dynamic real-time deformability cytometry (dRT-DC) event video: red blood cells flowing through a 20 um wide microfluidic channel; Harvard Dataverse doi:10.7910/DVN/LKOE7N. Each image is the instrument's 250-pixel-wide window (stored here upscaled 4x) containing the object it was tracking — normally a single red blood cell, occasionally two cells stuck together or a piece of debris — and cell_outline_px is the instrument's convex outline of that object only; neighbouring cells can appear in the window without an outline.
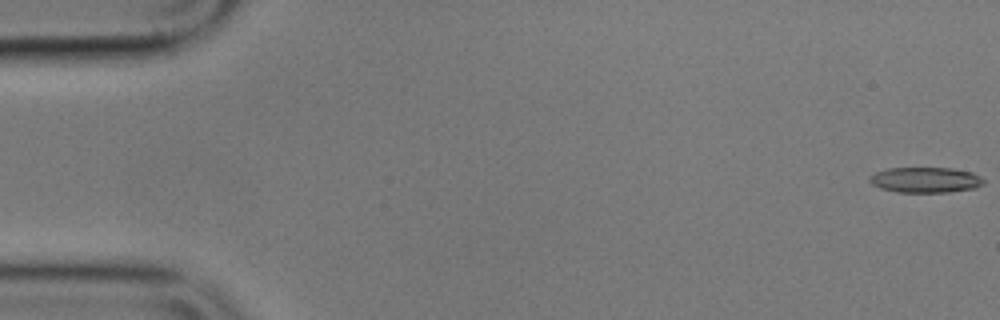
{"species": "common noctule bat (a hibernating species)", "species_latin": "Nyctalus noctula", "temperature_condition": "cold", "stored_images_in_passage": 6, "camera_frame_rate_fps": 3000, "um_per_image_px": 0.085, "animal": {"sex": "male", "body_mass_g": 17.9}, "frame": {"image": 1, "passage_image": 1, "time_ms": 0.0, "image_size_px": [1000, 320], "cell_outline_px": [[984, 184], [976, 188], [948, 192], [896, 192], [880, 188], [872, 184], [868, 180], [868, 176], [876, 172], [888, 168], [952, 168], [972, 172], [980, 176], [984, 180]], "centroid_in_image_um": [78.66, 15.29], "position_along_channel_um": 6.3, "area_um2": 17.05}}
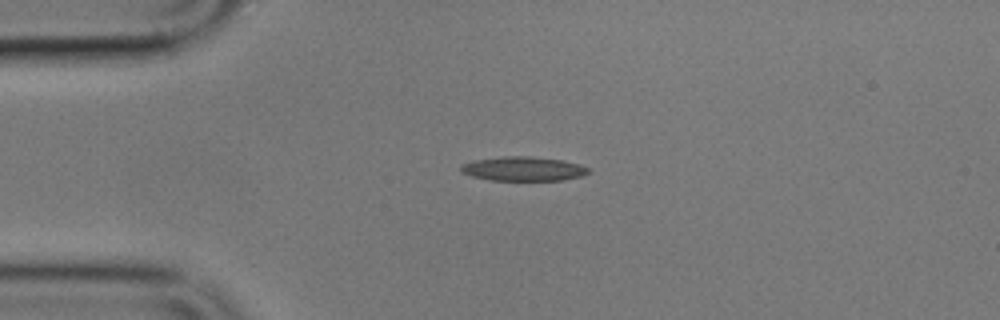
{"frame": {"image": 2, "passage_image": 4, "time_ms": 4.333, "image_size_px": [1000, 320], "cell_outline_px": [[588, 172], [580, 176], [560, 180], [488, 180], [472, 176], [460, 172], [460, 164], [476, 160], [504, 156], [528, 156], [560, 160], [580, 164], [588, 168]], "centroid_in_image_um": [44.41, 14.35], "position_along_channel_um": 40.6, "area_um2": 17.8}}
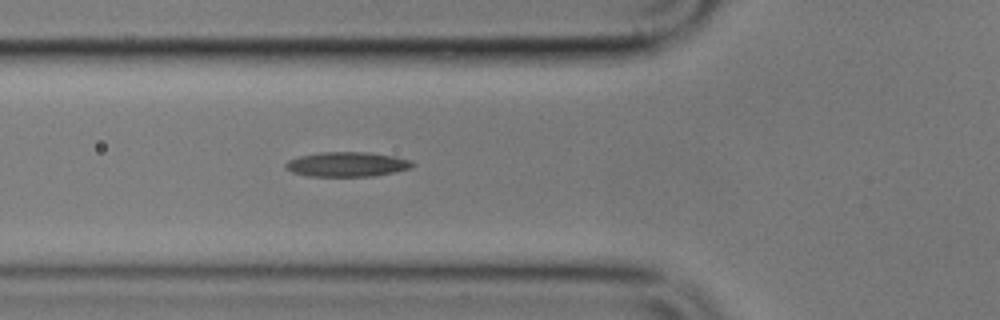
{"frame": {"image": 3, "passage_image": 6, "time_ms": 6.667, "image_size_px": [1000, 320], "cell_outline_px": [[416, 164], [412, 168], [376, 176], [308, 176], [292, 172], [284, 168], [284, 164], [288, 160], [300, 156], [320, 152], [368, 152], [396, 156], [412, 160]], "centroid_in_image_um": [29.53, 13.96], "position_along_channel_um": 96.3, "area_um2": 18.5}}